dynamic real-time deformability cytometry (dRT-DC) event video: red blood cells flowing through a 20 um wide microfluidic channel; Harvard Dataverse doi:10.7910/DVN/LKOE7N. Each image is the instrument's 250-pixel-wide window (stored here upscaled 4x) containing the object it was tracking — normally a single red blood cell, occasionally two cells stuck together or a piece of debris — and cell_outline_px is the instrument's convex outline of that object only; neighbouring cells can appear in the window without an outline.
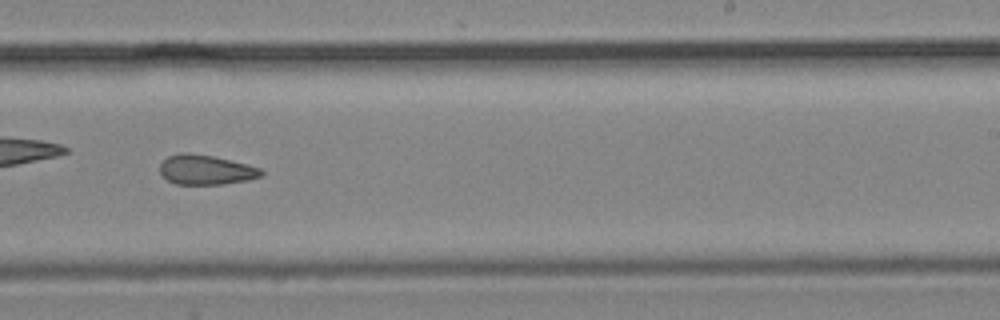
{"species": "common noctule bat (a hibernating species)", "species_latin": "Nyctalus noctula", "temperature_condition": "cold", "stored_images_in_passage": 41, "camera_frame_rate_fps": 3000, "um_per_image_px": 0.085, "animal": {"sex": "male", "body_mass_g": 19.2, "forearm_length_mm": 51.8}, "frame": {"image": 1, "passage_image": 24, "time_ms": 7.667, "image_size_px": [1000, 320], "cell_outline_px": [[264, 176], [248, 180], [224, 184], [176, 184], [168, 180], [160, 172], [160, 164], [168, 156], [180, 152], [188, 152], [212, 156], [248, 164], [260, 168], [264, 172]], "centroid_in_image_um": [17.53, 14.43], "position_along_channel_um": 271.5, "area_um2": 17.63}}